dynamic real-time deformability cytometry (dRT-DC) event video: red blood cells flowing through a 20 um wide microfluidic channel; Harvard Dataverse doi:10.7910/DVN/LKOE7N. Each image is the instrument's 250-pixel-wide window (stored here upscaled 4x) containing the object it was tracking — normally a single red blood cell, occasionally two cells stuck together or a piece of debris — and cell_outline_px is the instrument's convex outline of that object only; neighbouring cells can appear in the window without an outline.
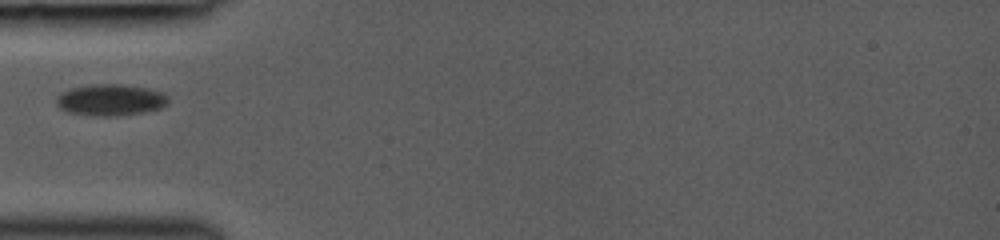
{"species": "common noctule bat (a hibernating species)", "species_latin": "Nyctalus noctula", "temperature_condition": "room temperature", "stored_images_in_passage": 39, "camera_frame_rate_fps": 3000, "um_per_image_px": 0.085, "animal": {"sex": "female", "body_mass_g": 19.0, "forearm_length_mm": 53.3}, "frame": {"image": 1, "passage_image": 1, "time_ms": 0.0, "image_size_px": [1000, 240], "cell_outline_px": [[168, 104], [160, 108], [144, 112], [112, 116], [92, 116], [64, 112], [56, 104], [56, 100], [60, 92], [72, 88], [92, 84], [120, 84], [148, 88], [160, 92], [168, 96]], "centroid_in_image_um": [9.36, 8.5], "position_along_channel_um": 75.6, "area_um2": 20.63}}
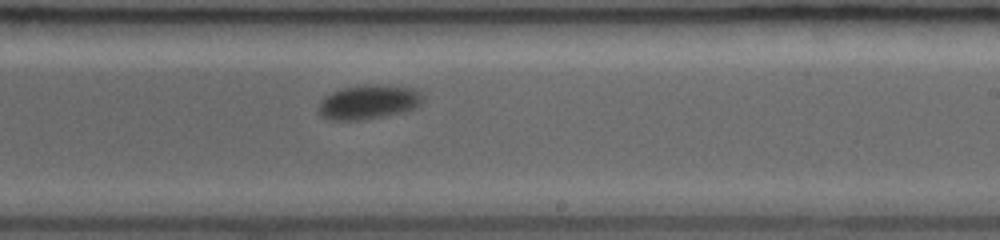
{"frame": {"image": 2, "passage_image": 16, "time_ms": 4.333, "image_size_px": [1000, 240], "cell_outline_px": [[424, 100], [416, 108], [404, 112], [384, 116], [360, 120], [328, 120], [320, 116], [320, 100], [324, 96], [332, 92], [344, 88], [368, 84], [380, 84], [420, 88], [424, 96]], "centroid_in_image_um": [31.4, 8.66], "position_along_channel_um": 257.6, "area_um2": 21.27}}
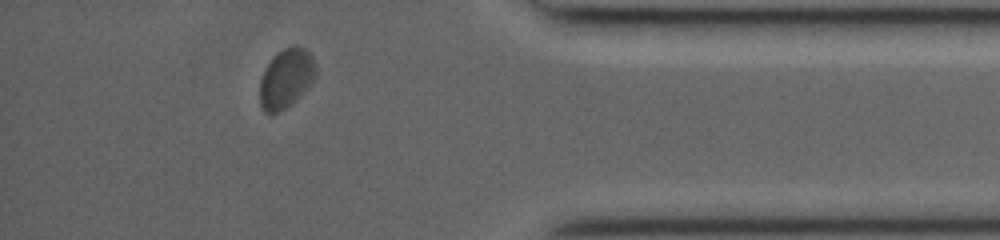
{"frame": {"image": 3, "passage_image": 33, "time_ms": 8.333, "image_size_px": [1000, 240], "cell_outline_px": [[316, 76], [312, 84], [292, 104], [280, 112], [264, 112], [260, 108], [260, 80], [264, 68], [276, 52], [292, 44], [296, 44], [304, 48], [312, 56], [316, 64]], "centroid_in_image_um": [24.33, 6.64], "position_along_channel_um": 410.9, "area_um2": 19.83}}